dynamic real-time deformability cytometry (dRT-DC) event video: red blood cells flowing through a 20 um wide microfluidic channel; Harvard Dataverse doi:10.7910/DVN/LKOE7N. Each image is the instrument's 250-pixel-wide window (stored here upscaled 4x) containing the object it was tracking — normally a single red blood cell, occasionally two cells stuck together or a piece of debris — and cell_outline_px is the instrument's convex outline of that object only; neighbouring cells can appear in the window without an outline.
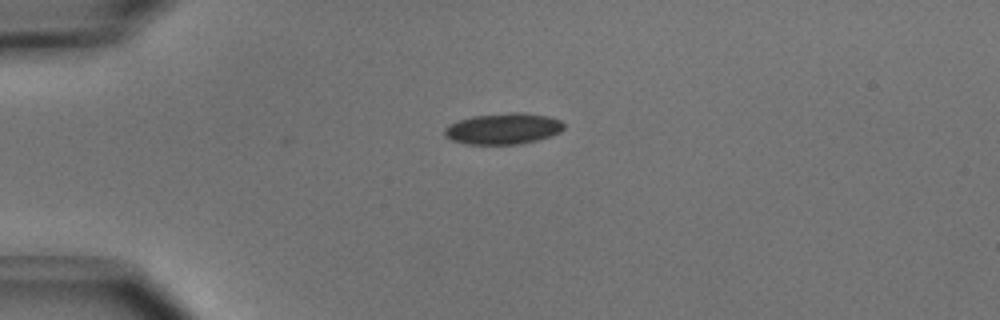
{"species": "common noctule bat (a hibernating species)", "species_latin": "Nyctalus noctula", "temperature_condition": "cold", "stored_images_in_passage": 9, "camera_frame_rate_fps": 3000, "um_per_image_px": 0.085, "animal": {"sex": "male", "body_mass_g": 15.6}, "frame": {"image": 1, "passage_image": 1, "time_ms": 0.0, "image_size_px": [1000, 320], "cell_outline_px": [[564, 128], [560, 132], [536, 140], [520, 144], [468, 144], [452, 140], [444, 136], [444, 128], [448, 124], [472, 116], [512, 112], [520, 112], [548, 116], [560, 120], [564, 124]], "centroid_in_image_um": [42.75, 10.93], "position_along_channel_um": 42.2, "area_um2": 21.56}}